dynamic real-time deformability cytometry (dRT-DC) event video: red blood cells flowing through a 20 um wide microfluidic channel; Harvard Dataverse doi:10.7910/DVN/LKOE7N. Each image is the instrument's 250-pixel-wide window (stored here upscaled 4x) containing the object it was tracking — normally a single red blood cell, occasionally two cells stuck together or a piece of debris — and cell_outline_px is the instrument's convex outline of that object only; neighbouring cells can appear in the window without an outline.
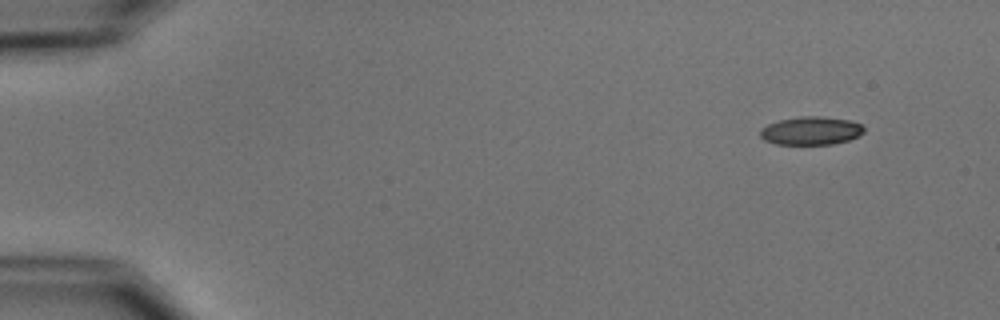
{"species": "common noctule bat (a hibernating species)", "species_latin": "Nyctalus noctula", "temperature_condition": "cold", "stored_images_in_passage": 4, "camera_frame_rate_fps": 3000, "um_per_image_px": 0.085, "animal": {"sex": "male", "body_mass_g": 15.6}, "frame": {"image": 1, "passage_image": 1, "time_ms": 0.0, "image_size_px": [1000, 320], "cell_outline_px": [[864, 132], [848, 140], [832, 144], [776, 144], [764, 140], [760, 136], [760, 128], [768, 124], [780, 120], [804, 116], [820, 116], [848, 120], [860, 124], [864, 128]], "centroid_in_image_um": [68.9, 11.11], "position_along_channel_um": 16.1, "area_um2": 16.88}}
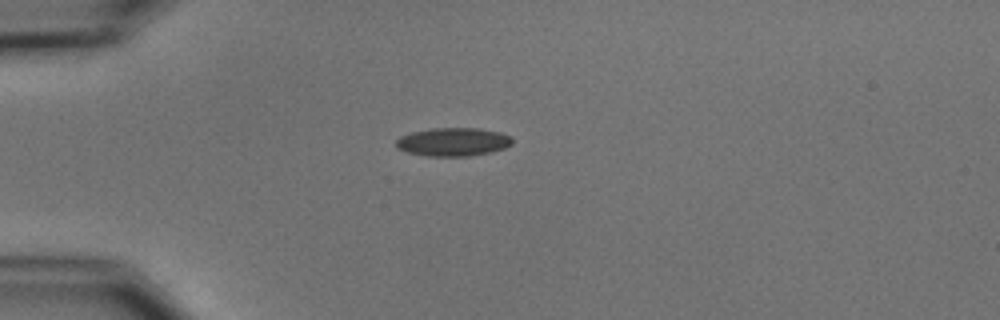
{"frame": {"image": 2, "passage_image": 3, "time_ms": 3.333, "image_size_px": [1000, 320], "cell_outline_px": [[512, 144], [504, 148], [492, 152], [468, 156], [428, 156], [408, 152], [396, 148], [396, 140], [400, 136], [412, 132], [432, 128], [480, 128], [500, 132], [512, 136]], "centroid_in_image_um": [38.53, 12.06], "position_along_channel_um": 46.5, "area_um2": 19.31}}